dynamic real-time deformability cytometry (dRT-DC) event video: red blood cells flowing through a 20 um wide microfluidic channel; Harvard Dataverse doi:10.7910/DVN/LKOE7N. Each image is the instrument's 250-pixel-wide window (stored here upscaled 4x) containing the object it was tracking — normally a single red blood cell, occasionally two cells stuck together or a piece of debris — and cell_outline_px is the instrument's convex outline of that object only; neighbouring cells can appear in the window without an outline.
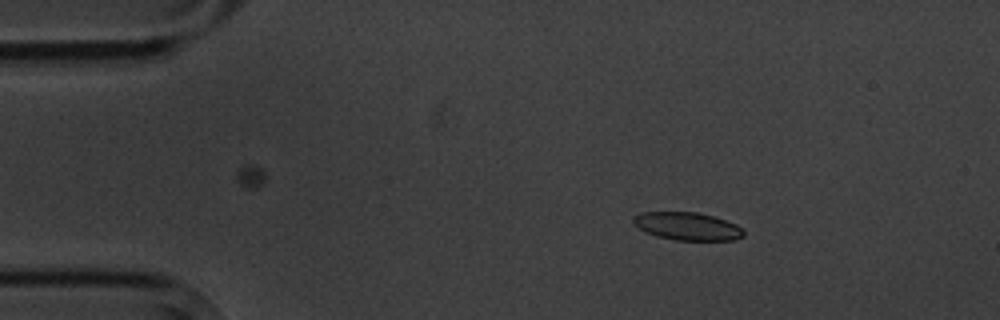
{"species": "common noctule bat (a hibernating species)", "species_latin": "Nyctalus noctula", "temperature_condition": "cold", "stored_images_in_passage": 4, "camera_frame_rate_fps": 3000, "um_per_image_px": 0.085, "animal": {"sex": "male", "body_mass_g": 20.1, "forearm_length_mm": 53.5}, "frame": {"image": 1, "passage_image": 2, "time_ms": 1.333, "image_size_px": [1000, 320], "cell_outline_px": [[744, 236], [736, 240], [676, 240], [656, 236], [632, 224], [632, 216], [640, 212], [696, 212], [712, 216], [736, 224], [744, 232]], "centroid_in_image_um": [58.4, 19.23], "position_along_channel_um": 26.6, "area_um2": 17.86}}